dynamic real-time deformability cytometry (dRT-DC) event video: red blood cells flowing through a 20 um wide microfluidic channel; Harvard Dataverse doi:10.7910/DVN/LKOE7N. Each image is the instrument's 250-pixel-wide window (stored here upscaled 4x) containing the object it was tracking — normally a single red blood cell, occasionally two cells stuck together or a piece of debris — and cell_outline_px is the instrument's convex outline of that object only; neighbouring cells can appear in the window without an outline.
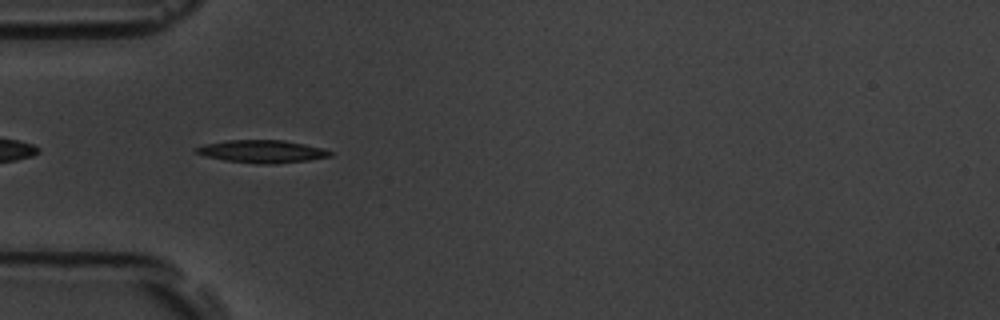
{"species": "common noctule bat (a hibernating species)", "species_latin": "Nyctalus noctula", "temperature_condition": "room temperature", "stored_images_in_passage": 39, "camera_frame_rate_fps": 3000, "um_per_image_px": 0.085, "animal": {"sex": "male", "body_mass_g": 19.5, "forearm_length_mm": 54.6}, "frame": {"image": 1, "passage_image": 2, "time_ms": 0.333, "image_size_px": [1000, 320], "cell_outline_px": [[332, 156], [308, 160], [276, 164], [260, 164], [224, 160], [204, 156], [192, 152], [192, 148], [204, 144], [228, 140], [284, 140], [324, 148], [332, 152]], "centroid_in_image_um": [22.22, 12.87], "position_along_channel_um": 62.8, "area_um2": 17.92}}
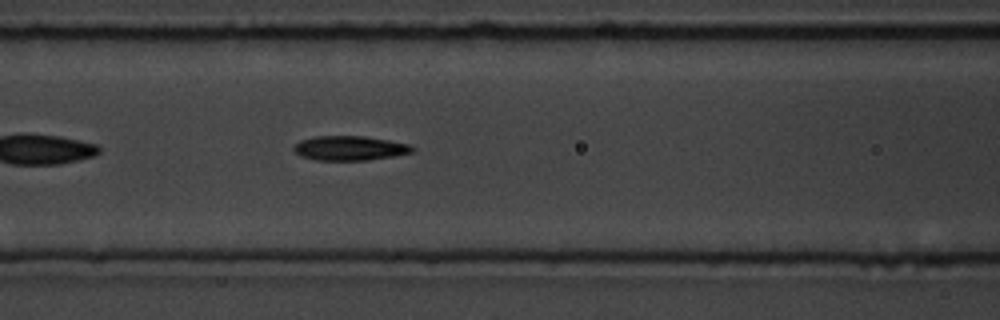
{"frame": {"image": 2, "passage_image": 8, "time_ms": 2.333, "image_size_px": [1000, 320], "cell_outline_px": [[416, 148], [412, 152], [392, 156], [368, 160], [316, 160], [300, 156], [292, 148], [300, 140], [316, 136], [364, 136], [388, 140], [408, 144]], "centroid_in_image_um": [29.71, 12.59], "position_along_channel_um": 136.9, "area_um2": 16.82}}
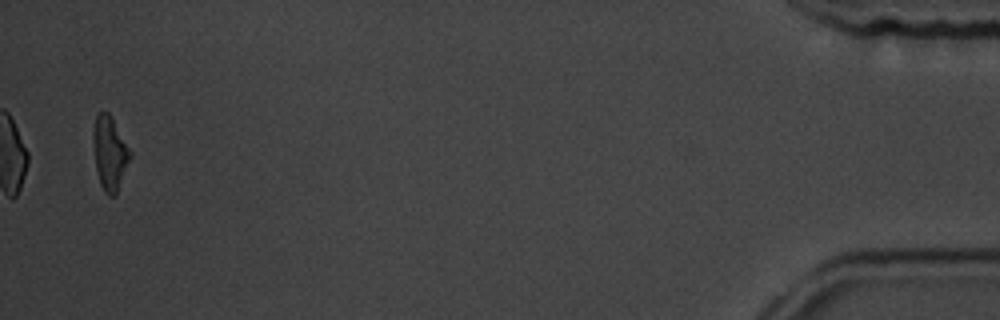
{"frame": {"image": 3, "passage_image": 38, "time_ms": 12.333, "image_size_px": [1000, 320], "cell_outline_px": [[132, 156], [116, 196], [108, 196], [104, 192], [100, 184], [96, 168], [92, 136], [92, 132], [96, 112], [108, 112], [112, 116], [132, 152]], "centroid_in_image_um": [9.34, 13.0], "position_along_channel_um": 425.9, "area_um2": 16.3}, "authors_computed_cell_mechanics": {"area_um2": 16.7042, "velocity_mm_per_s": 3.7904, "shape_relaxation_time_tau1_ms": 3.3908, "shape_relaxation_time_tau2_ms": 4.0753, "deformation_change_tau1": 0.1765, "deformation_change_tau2": 0.1436}}